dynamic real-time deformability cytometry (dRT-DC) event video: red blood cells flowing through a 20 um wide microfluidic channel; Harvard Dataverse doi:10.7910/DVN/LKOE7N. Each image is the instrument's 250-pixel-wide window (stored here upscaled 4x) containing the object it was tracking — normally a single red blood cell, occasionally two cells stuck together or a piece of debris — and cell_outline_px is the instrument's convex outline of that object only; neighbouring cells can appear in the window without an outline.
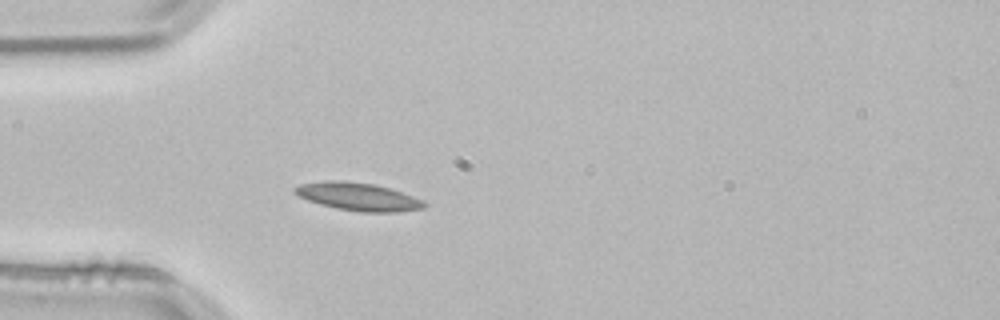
{"species": "common noctule bat (a hibernating species)", "species_latin": "Nyctalus noctula", "temperature_condition": "room temperature", "stored_images_in_passage": 14, "camera_frame_rate_fps": 3000, "um_per_image_px": 0.085, "animal": {"sex": "male", "body_mass_g": 21.5, "forearm_length_mm": 52.0}, "frame": {"image": 1, "passage_image": 7, "time_ms": 2.0, "image_size_px": [1000, 320], "cell_outline_px": [[428, 204], [424, 208], [396, 212], [360, 212], [336, 208], [320, 204], [308, 200], [292, 192], [292, 188], [300, 184], [324, 180], [344, 180], [376, 184], [424, 200]], "centroid_in_image_um": [30.42, 16.71], "position_along_channel_um": 54.6, "area_um2": 21.15}}